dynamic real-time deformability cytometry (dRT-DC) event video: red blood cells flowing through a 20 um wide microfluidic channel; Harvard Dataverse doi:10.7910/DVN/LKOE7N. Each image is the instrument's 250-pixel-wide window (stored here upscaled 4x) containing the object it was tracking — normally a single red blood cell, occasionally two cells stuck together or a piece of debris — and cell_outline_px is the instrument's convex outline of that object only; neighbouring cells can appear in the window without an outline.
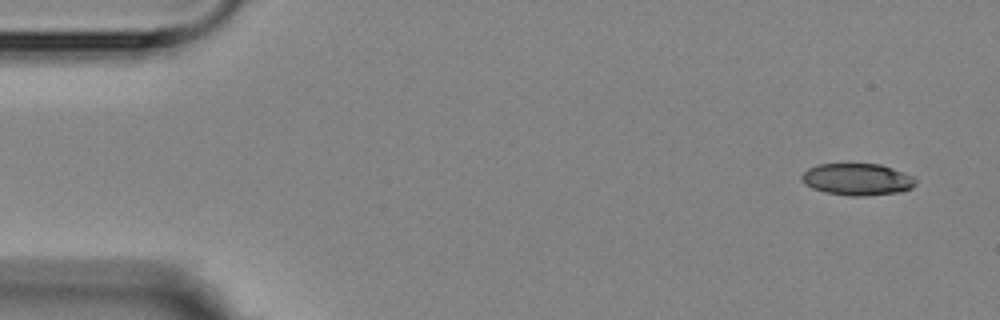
{"species": "Egyptian fruit bat (a non-hibernating species)", "species_latin": "Rousettus aegyptiacus", "temperature_condition": "room temperature", "stored_images_in_passage": 16, "camera_frame_rate_fps": 3000, "um_per_image_px": 0.085, "animal": {"sex": "female"}, "frame": {"image": 1, "passage_image": 1, "time_ms": 0.0, "image_size_px": [1000, 320], "cell_outline_px": [[916, 184], [912, 188], [900, 192], [864, 196], [852, 196], [824, 192], [812, 188], [804, 184], [800, 180], [800, 176], [808, 168], [820, 164], [880, 164], [892, 168], [912, 176], [916, 180]], "centroid_in_image_um": [72.84, 15.25], "position_along_channel_um": 12.2, "area_um2": 21.21}}
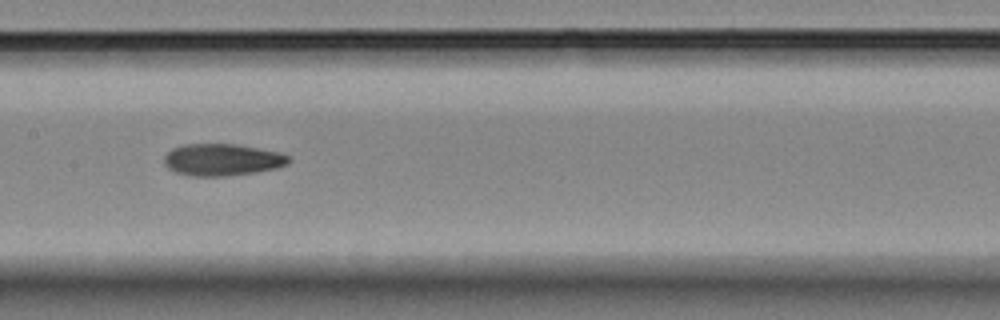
{"frame": {"image": 2, "passage_image": 7, "time_ms": 8.0, "image_size_px": [1000, 320], "cell_outline_px": [[292, 160], [288, 164], [276, 168], [256, 172], [224, 176], [196, 176], [176, 172], [168, 168], [164, 164], [164, 156], [172, 148], [184, 144], [236, 144], [280, 152], [288, 156]], "centroid_in_image_um": [18.9, 13.57], "position_along_channel_um": 188.5, "area_um2": 23.18}}
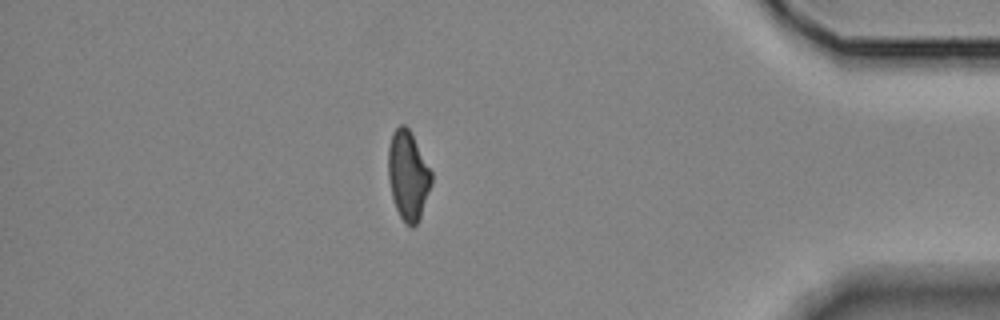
{"frame": {"image": 3, "passage_image": 13, "time_ms": 15.0, "image_size_px": [1000, 320], "cell_outline_px": [[432, 184], [420, 216], [416, 224], [412, 228], [404, 224], [396, 208], [392, 196], [388, 176], [388, 148], [392, 132], [400, 124], [404, 124], [408, 128], [432, 172]], "centroid_in_image_um": [34.67, 14.92], "position_along_channel_um": 400.5, "area_um2": 22.31}}